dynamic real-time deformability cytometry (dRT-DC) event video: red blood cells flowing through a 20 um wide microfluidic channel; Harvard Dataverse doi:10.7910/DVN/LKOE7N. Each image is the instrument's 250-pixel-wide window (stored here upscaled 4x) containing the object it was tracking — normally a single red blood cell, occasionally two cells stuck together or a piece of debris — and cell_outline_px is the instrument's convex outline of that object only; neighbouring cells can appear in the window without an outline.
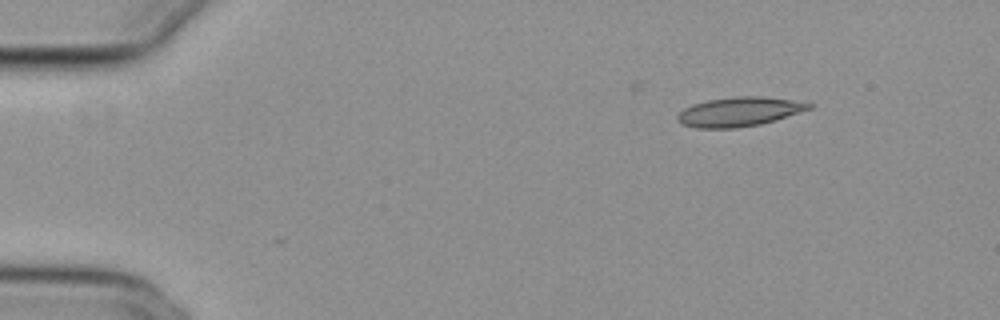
{"species": "common noctule bat (a hibernating species)", "species_latin": "Nyctalus noctula", "temperature_condition": "cold", "stored_images_in_passage": 2, "camera_frame_rate_fps": 3000, "um_per_image_px": 0.085, "animal": {"sex": "female", "body_mass_g": 29.2, "forearm_length_mm": 56.3}, "frame": {"image": 1, "passage_image": 1, "time_ms": 0.0, "image_size_px": [1000, 320], "cell_outline_px": [[816, 104], [812, 108], [776, 120], [760, 124], [736, 128], [696, 128], [680, 124], [676, 120], [676, 116], [684, 108], [692, 104], [708, 100], [740, 96], [764, 96], [804, 100]], "centroid_in_image_um": [62.89, 9.48], "position_along_channel_um": 22.1, "area_um2": 22.89}}